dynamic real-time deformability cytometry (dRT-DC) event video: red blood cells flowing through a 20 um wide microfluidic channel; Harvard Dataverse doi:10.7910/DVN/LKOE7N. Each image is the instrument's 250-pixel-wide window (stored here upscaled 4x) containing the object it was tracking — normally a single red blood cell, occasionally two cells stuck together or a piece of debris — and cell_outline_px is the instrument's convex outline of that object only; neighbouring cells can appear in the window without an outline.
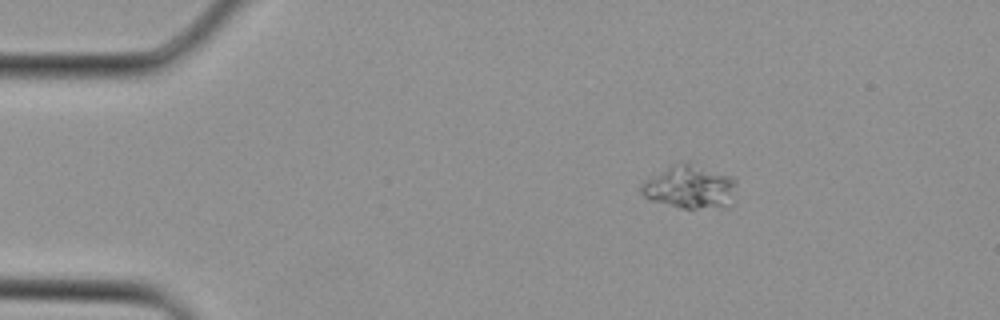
{"species": "Egyptian fruit bat (a non-hibernating species)", "species_latin": "Rousettus aegyptiacus", "temperature_condition": "cold", "stored_images_in_passage": 4, "camera_frame_rate_fps": 3000, "um_per_image_px": 0.085, "animal": {"sex": "female"}, "frame": {"image": 1, "passage_image": 4, "time_ms": 1.0, "image_size_px": [1000, 320], "cell_outline_px": [[736, 200], [728, 208], [680, 208], [652, 200], [644, 196], [640, 192], [640, 184], [644, 180], [668, 168], [680, 164], [688, 164], [732, 176], [736, 180]], "centroid_in_image_um": [58.71, 15.96], "position_along_channel_um": 26.3, "area_um2": 23.76}}